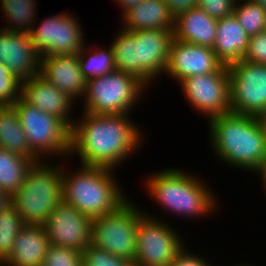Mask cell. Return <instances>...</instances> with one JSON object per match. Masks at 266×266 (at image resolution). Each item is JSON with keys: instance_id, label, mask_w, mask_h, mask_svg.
I'll use <instances>...</instances> for the list:
<instances>
[{"instance_id": "cell-1", "label": "cell", "mask_w": 266, "mask_h": 266, "mask_svg": "<svg viewBox=\"0 0 266 266\" xmlns=\"http://www.w3.org/2000/svg\"><path fill=\"white\" fill-rule=\"evenodd\" d=\"M82 113L70 133V153L77 154L82 165L114 170L141 146L143 135L128 114Z\"/></svg>"}, {"instance_id": "cell-2", "label": "cell", "mask_w": 266, "mask_h": 266, "mask_svg": "<svg viewBox=\"0 0 266 266\" xmlns=\"http://www.w3.org/2000/svg\"><path fill=\"white\" fill-rule=\"evenodd\" d=\"M208 121L216 157L255 174L266 161V142L258 117L229 112Z\"/></svg>"}, {"instance_id": "cell-3", "label": "cell", "mask_w": 266, "mask_h": 266, "mask_svg": "<svg viewBox=\"0 0 266 266\" xmlns=\"http://www.w3.org/2000/svg\"><path fill=\"white\" fill-rule=\"evenodd\" d=\"M63 169L62 201L92 219L116 210L127 200L113 169L82 165L71 174Z\"/></svg>"}, {"instance_id": "cell-4", "label": "cell", "mask_w": 266, "mask_h": 266, "mask_svg": "<svg viewBox=\"0 0 266 266\" xmlns=\"http://www.w3.org/2000/svg\"><path fill=\"white\" fill-rule=\"evenodd\" d=\"M145 185L152 200L156 199L158 205L163 206V211L188 218L212 213L217 203L207 185L184 170L163 169L150 175Z\"/></svg>"}, {"instance_id": "cell-5", "label": "cell", "mask_w": 266, "mask_h": 266, "mask_svg": "<svg viewBox=\"0 0 266 266\" xmlns=\"http://www.w3.org/2000/svg\"><path fill=\"white\" fill-rule=\"evenodd\" d=\"M61 201L62 168L43 160L33 163L24 182L10 198L25 225H45Z\"/></svg>"}, {"instance_id": "cell-6", "label": "cell", "mask_w": 266, "mask_h": 266, "mask_svg": "<svg viewBox=\"0 0 266 266\" xmlns=\"http://www.w3.org/2000/svg\"><path fill=\"white\" fill-rule=\"evenodd\" d=\"M146 87L133 75L115 70L87 81L83 112L95 115L128 114Z\"/></svg>"}, {"instance_id": "cell-7", "label": "cell", "mask_w": 266, "mask_h": 266, "mask_svg": "<svg viewBox=\"0 0 266 266\" xmlns=\"http://www.w3.org/2000/svg\"><path fill=\"white\" fill-rule=\"evenodd\" d=\"M12 106L17 111L31 151L39 159L54 154L71 156V128L61 118L28 104L21 97Z\"/></svg>"}, {"instance_id": "cell-8", "label": "cell", "mask_w": 266, "mask_h": 266, "mask_svg": "<svg viewBox=\"0 0 266 266\" xmlns=\"http://www.w3.org/2000/svg\"><path fill=\"white\" fill-rule=\"evenodd\" d=\"M142 213L127 199L116 210L93 218L91 244L115 256L134 260L138 218Z\"/></svg>"}, {"instance_id": "cell-9", "label": "cell", "mask_w": 266, "mask_h": 266, "mask_svg": "<svg viewBox=\"0 0 266 266\" xmlns=\"http://www.w3.org/2000/svg\"><path fill=\"white\" fill-rule=\"evenodd\" d=\"M152 216L143 212L138 218L134 260L141 266H169L185 244L170 224Z\"/></svg>"}, {"instance_id": "cell-10", "label": "cell", "mask_w": 266, "mask_h": 266, "mask_svg": "<svg viewBox=\"0 0 266 266\" xmlns=\"http://www.w3.org/2000/svg\"><path fill=\"white\" fill-rule=\"evenodd\" d=\"M231 112L266 114V65L241 59L228 66Z\"/></svg>"}, {"instance_id": "cell-11", "label": "cell", "mask_w": 266, "mask_h": 266, "mask_svg": "<svg viewBox=\"0 0 266 266\" xmlns=\"http://www.w3.org/2000/svg\"><path fill=\"white\" fill-rule=\"evenodd\" d=\"M180 84L185 99L209 120L231 112L228 66L223 65L214 73L185 78Z\"/></svg>"}, {"instance_id": "cell-12", "label": "cell", "mask_w": 266, "mask_h": 266, "mask_svg": "<svg viewBox=\"0 0 266 266\" xmlns=\"http://www.w3.org/2000/svg\"><path fill=\"white\" fill-rule=\"evenodd\" d=\"M72 16L57 14L43 19L37 28L32 27L29 35L41 56L76 55L85 46L81 25Z\"/></svg>"}, {"instance_id": "cell-13", "label": "cell", "mask_w": 266, "mask_h": 266, "mask_svg": "<svg viewBox=\"0 0 266 266\" xmlns=\"http://www.w3.org/2000/svg\"><path fill=\"white\" fill-rule=\"evenodd\" d=\"M92 220L73 205L61 201L44 226L51 245L82 252L91 244Z\"/></svg>"}, {"instance_id": "cell-14", "label": "cell", "mask_w": 266, "mask_h": 266, "mask_svg": "<svg viewBox=\"0 0 266 266\" xmlns=\"http://www.w3.org/2000/svg\"><path fill=\"white\" fill-rule=\"evenodd\" d=\"M222 66L212 48L174 38L165 73L180 83L191 76L217 72Z\"/></svg>"}, {"instance_id": "cell-15", "label": "cell", "mask_w": 266, "mask_h": 266, "mask_svg": "<svg viewBox=\"0 0 266 266\" xmlns=\"http://www.w3.org/2000/svg\"><path fill=\"white\" fill-rule=\"evenodd\" d=\"M0 62L20 81L40 74L41 55L27 32L0 28Z\"/></svg>"}, {"instance_id": "cell-16", "label": "cell", "mask_w": 266, "mask_h": 266, "mask_svg": "<svg viewBox=\"0 0 266 266\" xmlns=\"http://www.w3.org/2000/svg\"><path fill=\"white\" fill-rule=\"evenodd\" d=\"M21 98L44 112L58 116L72 127L74 122L68 116L74 100L40 74L21 82Z\"/></svg>"}, {"instance_id": "cell-17", "label": "cell", "mask_w": 266, "mask_h": 266, "mask_svg": "<svg viewBox=\"0 0 266 266\" xmlns=\"http://www.w3.org/2000/svg\"><path fill=\"white\" fill-rule=\"evenodd\" d=\"M40 75L74 101L86 94L87 81L81 73L78 54L41 56Z\"/></svg>"}, {"instance_id": "cell-18", "label": "cell", "mask_w": 266, "mask_h": 266, "mask_svg": "<svg viewBox=\"0 0 266 266\" xmlns=\"http://www.w3.org/2000/svg\"><path fill=\"white\" fill-rule=\"evenodd\" d=\"M131 33L138 43V65L155 80L166 72L174 31L150 29Z\"/></svg>"}, {"instance_id": "cell-19", "label": "cell", "mask_w": 266, "mask_h": 266, "mask_svg": "<svg viewBox=\"0 0 266 266\" xmlns=\"http://www.w3.org/2000/svg\"><path fill=\"white\" fill-rule=\"evenodd\" d=\"M50 242L44 225H25L0 266H42Z\"/></svg>"}, {"instance_id": "cell-20", "label": "cell", "mask_w": 266, "mask_h": 266, "mask_svg": "<svg viewBox=\"0 0 266 266\" xmlns=\"http://www.w3.org/2000/svg\"><path fill=\"white\" fill-rule=\"evenodd\" d=\"M217 35V19L195 7L174 19V38L186 43L213 48Z\"/></svg>"}, {"instance_id": "cell-21", "label": "cell", "mask_w": 266, "mask_h": 266, "mask_svg": "<svg viewBox=\"0 0 266 266\" xmlns=\"http://www.w3.org/2000/svg\"><path fill=\"white\" fill-rule=\"evenodd\" d=\"M249 44V36L240 26L234 14L217 19V35L213 51L225 66L243 59Z\"/></svg>"}, {"instance_id": "cell-22", "label": "cell", "mask_w": 266, "mask_h": 266, "mask_svg": "<svg viewBox=\"0 0 266 266\" xmlns=\"http://www.w3.org/2000/svg\"><path fill=\"white\" fill-rule=\"evenodd\" d=\"M124 31L163 29L174 31V17L165 0H144L131 8L123 17Z\"/></svg>"}, {"instance_id": "cell-23", "label": "cell", "mask_w": 266, "mask_h": 266, "mask_svg": "<svg viewBox=\"0 0 266 266\" xmlns=\"http://www.w3.org/2000/svg\"><path fill=\"white\" fill-rule=\"evenodd\" d=\"M0 148L30 158L34 162L40 161L31 151L17 111L12 105L0 106Z\"/></svg>"}, {"instance_id": "cell-24", "label": "cell", "mask_w": 266, "mask_h": 266, "mask_svg": "<svg viewBox=\"0 0 266 266\" xmlns=\"http://www.w3.org/2000/svg\"><path fill=\"white\" fill-rule=\"evenodd\" d=\"M111 47L116 70L133 75L145 86L152 83L153 79L138 65V43L130 31L121 28Z\"/></svg>"}, {"instance_id": "cell-25", "label": "cell", "mask_w": 266, "mask_h": 266, "mask_svg": "<svg viewBox=\"0 0 266 266\" xmlns=\"http://www.w3.org/2000/svg\"><path fill=\"white\" fill-rule=\"evenodd\" d=\"M34 161L0 148V189L11 198L24 182Z\"/></svg>"}, {"instance_id": "cell-26", "label": "cell", "mask_w": 266, "mask_h": 266, "mask_svg": "<svg viewBox=\"0 0 266 266\" xmlns=\"http://www.w3.org/2000/svg\"><path fill=\"white\" fill-rule=\"evenodd\" d=\"M1 4V10L7 18L8 25L11 22L9 26L5 25L3 29L29 33L36 24V2L34 0H2Z\"/></svg>"}, {"instance_id": "cell-27", "label": "cell", "mask_w": 266, "mask_h": 266, "mask_svg": "<svg viewBox=\"0 0 266 266\" xmlns=\"http://www.w3.org/2000/svg\"><path fill=\"white\" fill-rule=\"evenodd\" d=\"M85 50H87L86 46L77 54L81 73L86 81L107 75L116 70L111 46L107 50H104V48H101V50H92L93 53H90L88 56Z\"/></svg>"}, {"instance_id": "cell-28", "label": "cell", "mask_w": 266, "mask_h": 266, "mask_svg": "<svg viewBox=\"0 0 266 266\" xmlns=\"http://www.w3.org/2000/svg\"><path fill=\"white\" fill-rule=\"evenodd\" d=\"M24 226L25 223L11 203L0 211V264L8 257L15 237Z\"/></svg>"}, {"instance_id": "cell-29", "label": "cell", "mask_w": 266, "mask_h": 266, "mask_svg": "<svg viewBox=\"0 0 266 266\" xmlns=\"http://www.w3.org/2000/svg\"><path fill=\"white\" fill-rule=\"evenodd\" d=\"M243 1L241 5L238 4V0L236 1L233 14L247 35L252 37L266 30L265 9L254 0Z\"/></svg>"}, {"instance_id": "cell-30", "label": "cell", "mask_w": 266, "mask_h": 266, "mask_svg": "<svg viewBox=\"0 0 266 266\" xmlns=\"http://www.w3.org/2000/svg\"><path fill=\"white\" fill-rule=\"evenodd\" d=\"M21 82L0 62V106L13 105L21 97Z\"/></svg>"}, {"instance_id": "cell-31", "label": "cell", "mask_w": 266, "mask_h": 266, "mask_svg": "<svg viewBox=\"0 0 266 266\" xmlns=\"http://www.w3.org/2000/svg\"><path fill=\"white\" fill-rule=\"evenodd\" d=\"M82 263V252L50 244L42 266H83Z\"/></svg>"}, {"instance_id": "cell-32", "label": "cell", "mask_w": 266, "mask_h": 266, "mask_svg": "<svg viewBox=\"0 0 266 266\" xmlns=\"http://www.w3.org/2000/svg\"><path fill=\"white\" fill-rule=\"evenodd\" d=\"M128 260L115 256L93 244L82 251L83 266H123Z\"/></svg>"}, {"instance_id": "cell-33", "label": "cell", "mask_w": 266, "mask_h": 266, "mask_svg": "<svg viewBox=\"0 0 266 266\" xmlns=\"http://www.w3.org/2000/svg\"><path fill=\"white\" fill-rule=\"evenodd\" d=\"M236 0H198L196 7L215 19L233 14Z\"/></svg>"}, {"instance_id": "cell-34", "label": "cell", "mask_w": 266, "mask_h": 266, "mask_svg": "<svg viewBox=\"0 0 266 266\" xmlns=\"http://www.w3.org/2000/svg\"><path fill=\"white\" fill-rule=\"evenodd\" d=\"M243 59L266 65V30L249 37L248 49Z\"/></svg>"}, {"instance_id": "cell-35", "label": "cell", "mask_w": 266, "mask_h": 266, "mask_svg": "<svg viewBox=\"0 0 266 266\" xmlns=\"http://www.w3.org/2000/svg\"><path fill=\"white\" fill-rule=\"evenodd\" d=\"M186 250L184 247L169 266H211L207 260L202 259V256L189 253Z\"/></svg>"}, {"instance_id": "cell-36", "label": "cell", "mask_w": 266, "mask_h": 266, "mask_svg": "<svg viewBox=\"0 0 266 266\" xmlns=\"http://www.w3.org/2000/svg\"><path fill=\"white\" fill-rule=\"evenodd\" d=\"M171 15L176 18L182 12L195 8L198 0H165Z\"/></svg>"}, {"instance_id": "cell-37", "label": "cell", "mask_w": 266, "mask_h": 266, "mask_svg": "<svg viewBox=\"0 0 266 266\" xmlns=\"http://www.w3.org/2000/svg\"><path fill=\"white\" fill-rule=\"evenodd\" d=\"M123 9L122 11V17L133 7H135L137 4L141 3L144 0H116Z\"/></svg>"}, {"instance_id": "cell-38", "label": "cell", "mask_w": 266, "mask_h": 266, "mask_svg": "<svg viewBox=\"0 0 266 266\" xmlns=\"http://www.w3.org/2000/svg\"><path fill=\"white\" fill-rule=\"evenodd\" d=\"M255 173L261 176L263 185L266 189V161L260 166V168Z\"/></svg>"}, {"instance_id": "cell-39", "label": "cell", "mask_w": 266, "mask_h": 266, "mask_svg": "<svg viewBox=\"0 0 266 266\" xmlns=\"http://www.w3.org/2000/svg\"><path fill=\"white\" fill-rule=\"evenodd\" d=\"M10 203V198L0 189V211Z\"/></svg>"}, {"instance_id": "cell-40", "label": "cell", "mask_w": 266, "mask_h": 266, "mask_svg": "<svg viewBox=\"0 0 266 266\" xmlns=\"http://www.w3.org/2000/svg\"><path fill=\"white\" fill-rule=\"evenodd\" d=\"M258 121L260 123V126L263 130L265 142H266V114L258 116Z\"/></svg>"}, {"instance_id": "cell-41", "label": "cell", "mask_w": 266, "mask_h": 266, "mask_svg": "<svg viewBox=\"0 0 266 266\" xmlns=\"http://www.w3.org/2000/svg\"><path fill=\"white\" fill-rule=\"evenodd\" d=\"M123 266H141V265L135 260H128Z\"/></svg>"}, {"instance_id": "cell-42", "label": "cell", "mask_w": 266, "mask_h": 266, "mask_svg": "<svg viewBox=\"0 0 266 266\" xmlns=\"http://www.w3.org/2000/svg\"><path fill=\"white\" fill-rule=\"evenodd\" d=\"M257 2L261 7H263L266 10V0H254Z\"/></svg>"}, {"instance_id": "cell-43", "label": "cell", "mask_w": 266, "mask_h": 266, "mask_svg": "<svg viewBox=\"0 0 266 266\" xmlns=\"http://www.w3.org/2000/svg\"><path fill=\"white\" fill-rule=\"evenodd\" d=\"M265 28H266V10H265Z\"/></svg>"}]
</instances>
